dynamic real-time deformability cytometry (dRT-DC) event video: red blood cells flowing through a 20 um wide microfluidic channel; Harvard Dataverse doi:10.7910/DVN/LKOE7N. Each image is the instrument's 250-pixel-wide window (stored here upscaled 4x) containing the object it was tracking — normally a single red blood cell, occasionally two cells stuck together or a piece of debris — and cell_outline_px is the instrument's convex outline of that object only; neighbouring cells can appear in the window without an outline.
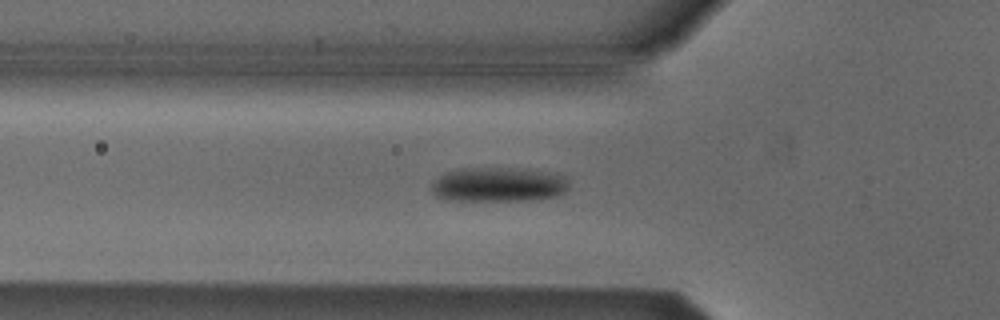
{"species": "Egyptian fruit bat (a non-hibernating species)", "species_latin": "Rousettus aegyptiacus", "temperature_condition": "cold", "stored_images_in_passage": 34, "camera_frame_rate_fps": 3000, "um_per_image_px": 0.085, "animal": {"sex": "male"}, "frame": {"image": 1, "passage_image": 2, "time_ms": 0.333, "image_size_px": [1000, 320], "cell_outline_px": [[568, 188], [564, 192], [556, 196], [536, 200], [444, 200], [436, 196], [432, 192], [432, 184], [440, 176], [448, 172], [464, 168], [492, 168], [548, 172], [568, 176]], "centroid_in_image_um": [42.39, 15.71], "position_along_channel_um": 83.4, "area_um2": 27.28}}
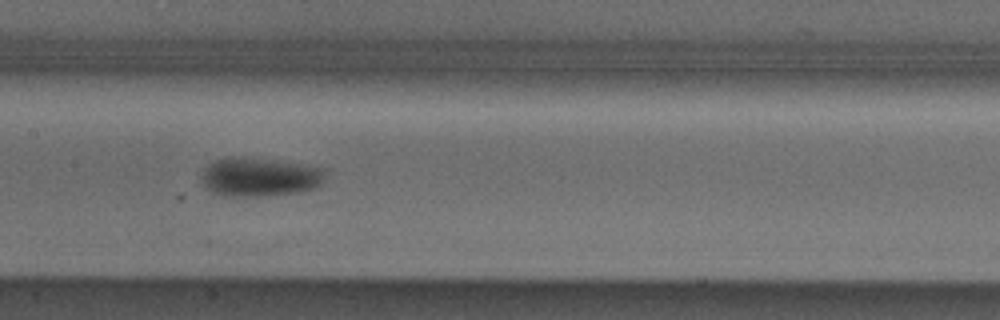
{"frame": {"image": 2, "passage_image": 10, "time_ms": 3.0, "image_size_px": [1000, 320], "cell_outline_px": [[328, 168], [320, 184], [316, 188], [300, 192], [256, 196], [220, 196], [204, 188], [200, 180], [200, 176], [204, 168], [208, 164], [216, 160], [264, 160]], "centroid_in_image_um": [22.05, 15.11], "position_along_channel_um": 185.3, "area_um2": 27.22}}
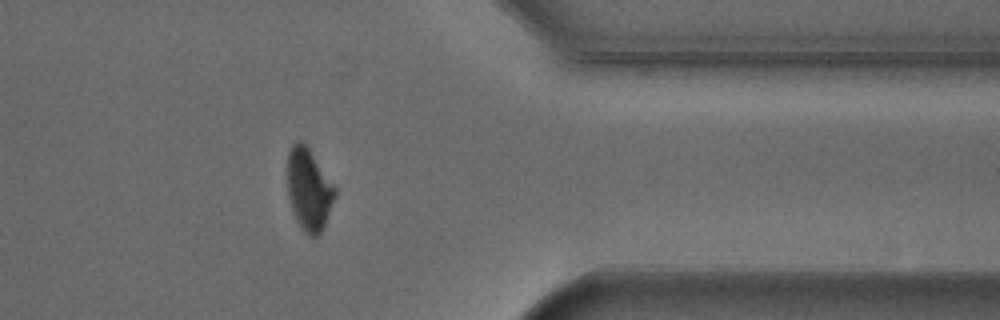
{"frame": {"image": 3, "passage_image": 27, "time_ms": 8.667, "image_size_px": [1000, 320], "cell_outline_px": [[336, 196], [324, 224], [320, 232], [316, 236], [308, 236], [304, 232], [296, 220], [288, 196], [288, 152], [292, 144], [296, 140], [300, 140], [308, 148], [336, 188]], "centroid_in_image_um": [26.24, 16.1], "position_along_channel_um": 385.2, "area_um2": 22.31}}